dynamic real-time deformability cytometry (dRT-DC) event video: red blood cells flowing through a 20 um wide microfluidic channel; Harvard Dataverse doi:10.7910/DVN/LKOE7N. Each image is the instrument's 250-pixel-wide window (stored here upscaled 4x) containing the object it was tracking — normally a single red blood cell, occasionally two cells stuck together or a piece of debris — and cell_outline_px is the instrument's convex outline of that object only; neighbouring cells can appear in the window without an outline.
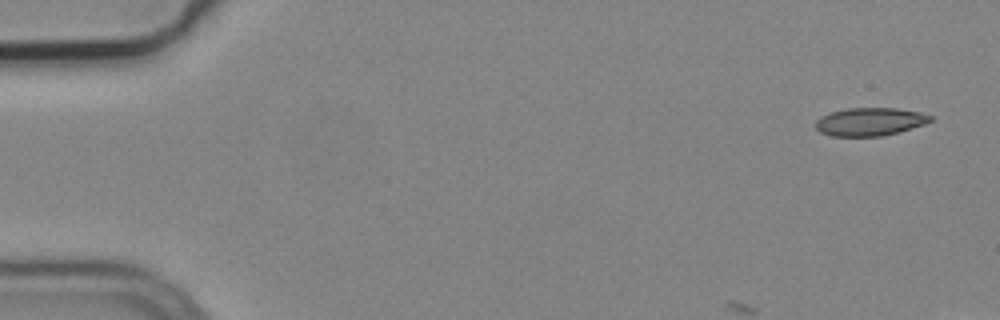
{"species": "common noctule bat (a hibernating species)", "species_latin": "Nyctalus noctula", "temperature_condition": "cold", "stored_images_in_passage": 5, "camera_frame_rate_fps": 3000, "um_per_image_px": 0.085, "animal": {"sex": "male", "body_mass_g": 19.2, "forearm_length_mm": 51.8}, "frame": {"image": 1, "passage_image": 1, "time_ms": 0.0, "image_size_px": [1000, 320], "cell_outline_px": [[932, 120], [924, 124], [884, 136], [832, 136], [820, 132], [816, 128], [816, 120], [820, 116], [832, 112], [848, 108], [896, 108], [920, 112], [932, 116]], "centroid_in_image_um": [73.93, 10.34], "position_along_channel_um": 11.1, "area_um2": 18.67}}